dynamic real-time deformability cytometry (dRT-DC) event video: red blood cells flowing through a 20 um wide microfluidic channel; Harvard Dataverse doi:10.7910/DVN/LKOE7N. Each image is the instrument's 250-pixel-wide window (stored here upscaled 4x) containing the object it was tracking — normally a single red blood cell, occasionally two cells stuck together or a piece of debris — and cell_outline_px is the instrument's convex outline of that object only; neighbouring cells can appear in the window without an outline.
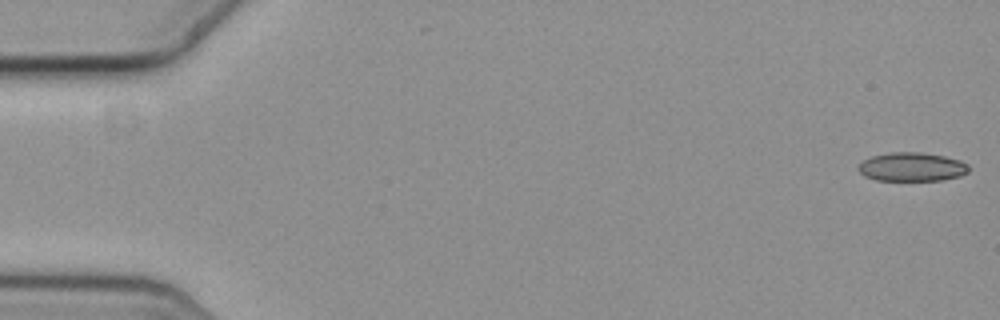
{"species": "common noctule bat (a hibernating species)", "species_latin": "Nyctalus noctula", "temperature_condition": "cold", "stored_images_in_passage": 14, "camera_frame_rate_fps": 3000, "um_per_image_px": 0.085, "animal": {"sex": "female", "body_mass_g": 19.3, "forearm_length_mm": 54.1}, "frame": {"image": 1, "passage_image": 1, "time_ms": 0.0, "image_size_px": [1000, 320], "cell_outline_px": [[968, 172], [960, 176], [940, 180], [876, 180], [864, 176], [856, 168], [864, 160], [872, 156], [892, 152], [920, 152], [944, 156], [960, 160], [968, 164]], "centroid_in_image_um": [77.5, 14.18], "position_along_channel_um": 7.5, "area_um2": 18.44}}